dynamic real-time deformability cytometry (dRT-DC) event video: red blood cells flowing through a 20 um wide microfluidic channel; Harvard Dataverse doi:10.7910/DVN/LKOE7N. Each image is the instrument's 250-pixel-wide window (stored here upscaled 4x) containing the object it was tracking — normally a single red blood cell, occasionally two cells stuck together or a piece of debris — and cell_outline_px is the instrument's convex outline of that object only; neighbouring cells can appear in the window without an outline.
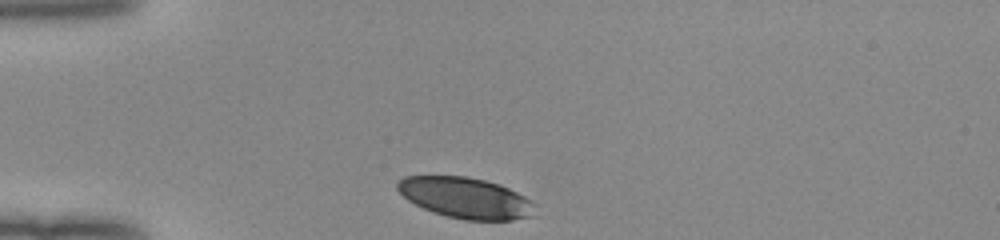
{"species": "human", "species_latin": "Homo sapiens", "temperature_condition": "room temperature", "stored_images_in_passage": 30, "camera_frame_rate_fps": 3000, "um_per_image_px": 0.085, "donor": {"sex": "female"}, "frame": {"image": 1, "passage_image": 1, "time_ms": 0.0, "image_size_px": [1000, 240], "cell_outline_px": [[536, 204], [532, 216], [512, 220], [464, 220], [432, 212], [408, 200], [396, 188], [396, 184], [404, 176], [468, 176], [500, 184], [524, 196]], "centroid_in_image_um": [39.58, 16.82], "position_along_channel_um": 45.4, "area_um2": 32.66}}
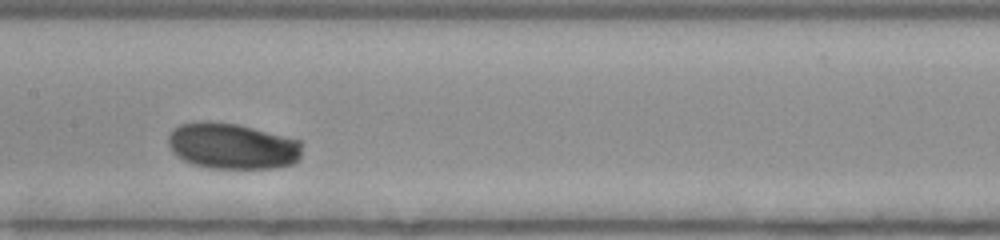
{"frame": {"image": 2, "passage_image": 14, "time_ms": 4.333, "image_size_px": [1000, 240], "cell_outline_px": [[300, 160], [292, 164], [276, 168], [208, 168], [192, 164], [176, 156], [172, 152], [168, 144], [168, 136], [180, 124], [192, 120], [208, 120], [236, 124], [300, 140]], "centroid_in_image_um": [19.7, 12.41], "position_along_channel_um": 187.7, "area_um2": 36.07}}
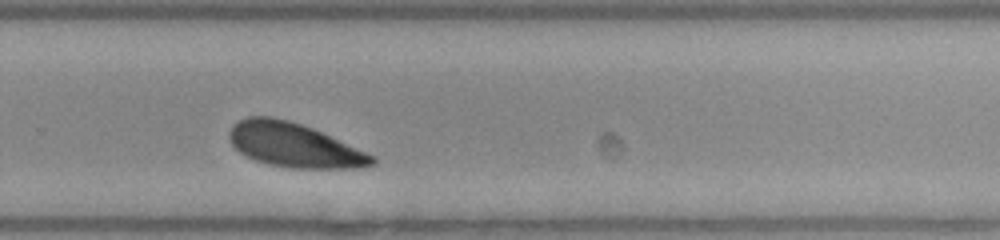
{"frame": {"image": 3, "passage_image": 23, "time_ms": 7.333, "image_size_px": [1000, 240], "cell_outline_px": [[376, 164], [356, 168], [288, 168], [268, 164], [244, 156], [232, 144], [228, 136], [228, 132], [232, 124], [248, 116], [272, 116], [288, 120], [312, 128], [376, 156]], "centroid_in_image_um": [24.98, 12.33], "position_along_channel_um": 304.8, "area_um2": 36.82}, "authors_computed_cell_mechanics": {"area_um2": 36.0094, "velocity_mm_per_s": 3.9194, "shape_relaxation_time_tau1_ms": 1.2765, "shape_relaxation_time_tau2_ms": null, "deformation_change_tau1": 0.1011, "deformation_change_tau2": null}}